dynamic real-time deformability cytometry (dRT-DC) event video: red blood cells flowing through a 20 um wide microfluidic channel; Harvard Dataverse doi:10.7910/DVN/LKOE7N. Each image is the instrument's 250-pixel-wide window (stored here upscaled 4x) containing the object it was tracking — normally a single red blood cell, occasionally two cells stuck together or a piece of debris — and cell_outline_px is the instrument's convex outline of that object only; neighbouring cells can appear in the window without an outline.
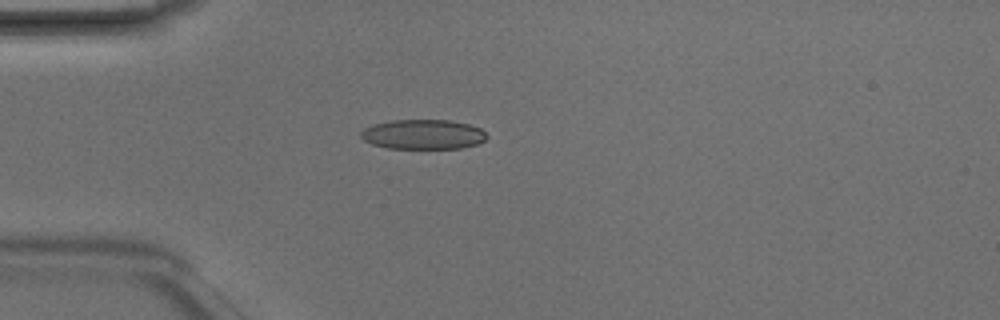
{"species": "Egyptian fruit bat (a non-hibernating species)", "species_latin": "Rousettus aegyptiacus", "temperature_condition": "room temperature", "stored_images_in_passage": 5, "camera_frame_rate_fps": 3000, "um_per_image_px": 0.085, "animal": {"sex": "male"}, "frame": {"image": 1, "passage_image": 3, "time_ms": 0.667, "image_size_px": [1000, 320], "cell_outline_px": [[488, 136], [484, 140], [476, 144], [460, 148], [388, 148], [372, 144], [364, 140], [360, 136], [360, 132], [364, 128], [372, 124], [392, 120], [452, 120], [468, 124], [480, 128]], "centroid_in_image_um": [35.94, 11.41], "position_along_channel_um": 49.1, "area_um2": 21.79}}